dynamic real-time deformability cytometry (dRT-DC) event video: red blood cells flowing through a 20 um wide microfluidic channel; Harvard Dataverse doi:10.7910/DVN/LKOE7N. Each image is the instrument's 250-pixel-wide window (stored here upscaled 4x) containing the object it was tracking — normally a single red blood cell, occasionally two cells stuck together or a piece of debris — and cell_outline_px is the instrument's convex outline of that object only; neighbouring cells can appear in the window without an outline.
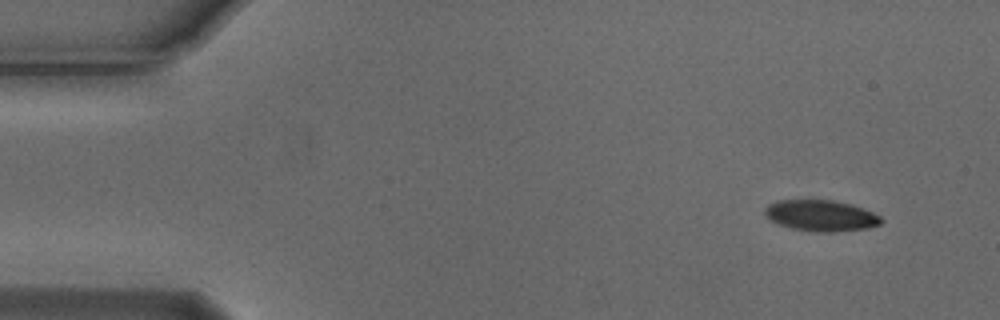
{"species": "Egyptian fruit bat (a non-hibernating species)", "species_latin": "Rousettus aegyptiacus", "temperature_condition": "cold", "stored_images_in_passage": 4, "camera_frame_rate_fps": 3000, "um_per_image_px": 0.085, "animal": {"sex": "male"}, "frame": {"image": 1, "passage_image": 1, "time_ms": 0.0, "image_size_px": [1000, 320], "cell_outline_px": [[884, 220], [880, 224], [868, 228], [832, 232], [816, 232], [792, 228], [780, 224], [772, 220], [764, 212], [764, 208], [768, 204], [776, 200], [832, 200], [852, 204], [864, 208], [880, 216]], "centroid_in_image_um": [69.81, 18.32], "position_along_channel_um": 15.2, "area_um2": 21.04}}